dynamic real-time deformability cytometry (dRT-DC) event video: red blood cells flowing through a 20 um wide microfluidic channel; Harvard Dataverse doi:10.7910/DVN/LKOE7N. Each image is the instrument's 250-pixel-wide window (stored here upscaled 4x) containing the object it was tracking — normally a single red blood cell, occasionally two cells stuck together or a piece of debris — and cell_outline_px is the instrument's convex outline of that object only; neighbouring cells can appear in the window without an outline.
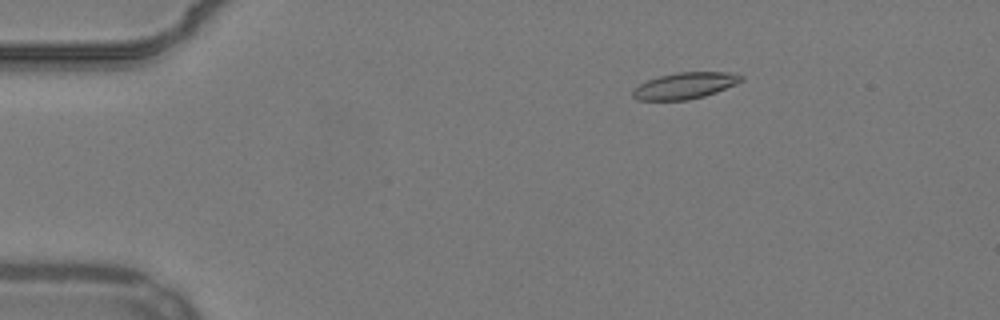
{"species": "common noctule bat (a hibernating species)", "species_latin": "Nyctalus noctula", "temperature_condition": "warm", "stored_images_in_passage": 55, "camera_frame_rate_fps": 3000, "um_per_image_px": 0.085, "animal": {"sex": "male", "body_mass_g": 19.2, "forearm_length_mm": 51.8}, "frame": {"image": 1, "passage_image": 10, "time_ms": 3.0, "image_size_px": [1000, 320], "cell_outline_px": [[744, 80], [736, 84], [716, 92], [704, 96], [688, 100], [636, 100], [632, 96], [632, 88], [648, 80], [660, 76], [676, 72], [728, 72], [744, 76]], "centroid_in_image_um": [58.21, 7.28], "position_along_channel_um": 26.8, "area_um2": 16.7}}
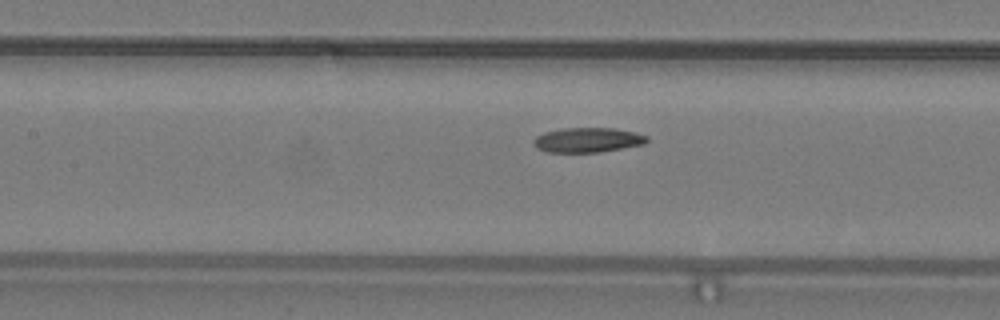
{"frame": {"image": 2, "passage_image": 26, "time_ms": 8.333, "image_size_px": [1000, 320], "cell_outline_px": [[648, 140], [644, 144], [600, 152], [548, 152], [536, 148], [532, 144], [532, 140], [536, 136], [544, 132], [564, 128], [616, 128], [636, 132], [648, 136]], "centroid_in_image_um": [49.94, 11.89], "position_along_channel_um": 157.5, "area_um2": 16.47}}
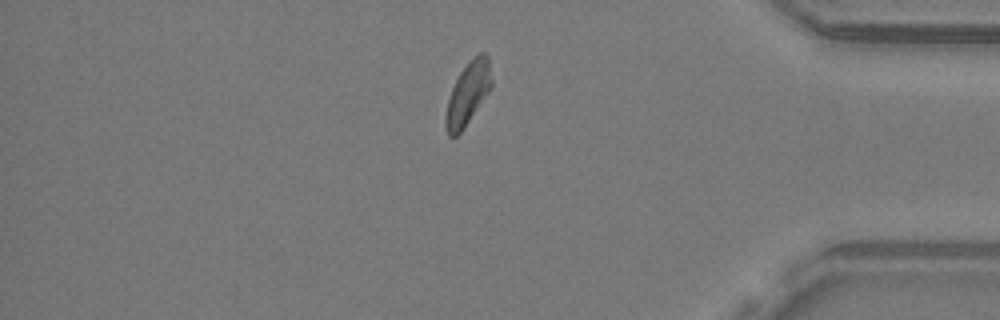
{"frame": {"image": 3, "passage_image": 47, "time_ms": 15.333, "image_size_px": [1000, 320], "cell_outline_px": [[492, 84], [488, 92], [464, 128], [456, 136], [448, 136], [444, 128], [444, 120], [448, 100], [452, 88], [460, 72], [480, 52], [484, 52], [488, 56], [492, 80]], "centroid_in_image_um": [39.75, 7.99], "position_along_channel_um": 395.4, "area_um2": 16.42}, "authors_computed_cell_mechanics": {"area_um2": 16.7042, "velocity_mm_per_s": 3.8315, "shape_relaxation_time_tau1_ms": 7.6439, "shape_relaxation_time_tau2_ms": 8.3794, "deformation_change_tau1": 0.15, "deformation_change_tau2": 0.1137}}